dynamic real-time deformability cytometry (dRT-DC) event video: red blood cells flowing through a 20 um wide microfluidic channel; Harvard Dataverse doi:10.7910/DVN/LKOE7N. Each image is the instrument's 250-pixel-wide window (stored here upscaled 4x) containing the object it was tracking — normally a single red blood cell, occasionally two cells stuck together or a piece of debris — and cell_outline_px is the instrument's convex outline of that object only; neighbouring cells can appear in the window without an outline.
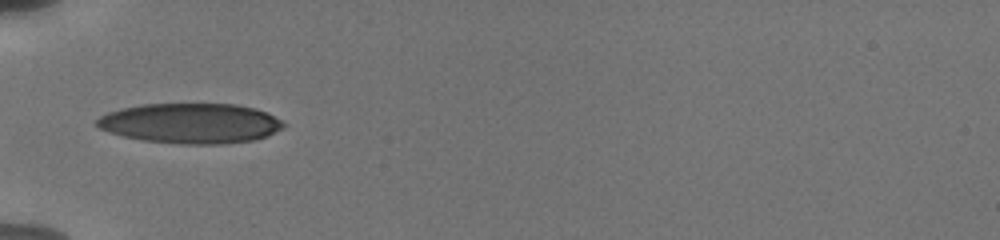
{"species": "human", "species_latin": "Homo sapiens", "temperature_condition": "cold", "stored_images_in_passage": 45, "camera_frame_rate_fps": 3000, "um_per_image_px": 0.085, "donor": {"sex": "male"}, "frame": {"image": 1, "passage_image": 1, "time_ms": 0.0, "image_size_px": [1000, 240], "cell_outline_px": [[288, 124], [284, 128], [268, 136], [252, 140], [220, 144], [184, 144], [144, 140], [124, 136], [108, 132], [100, 128], [96, 124], [96, 120], [100, 116], [108, 112], [120, 108], [140, 104], [236, 104], [256, 108], [284, 120]], "centroid_in_image_um": [16.25, 10.47], "position_along_channel_um": 68.8, "area_um2": 43.87}}
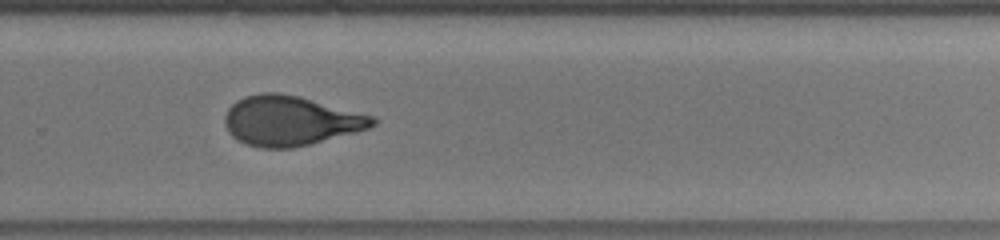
{"frame": {"image": 2, "passage_image": 30, "time_ms": 6.333, "image_size_px": [1000, 240], "cell_outline_px": [[380, 120], [376, 124], [368, 128], [356, 132], [292, 148], [260, 148], [248, 144], [232, 136], [228, 132], [224, 124], [224, 116], [228, 108], [236, 100], [244, 96], [260, 92], [280, 92], [300, 96], [376, 116]], "centroid_in_image_um": [24.7, 10.24], "position_along_channel_um": 305.1, "area_um2": 43.18}}
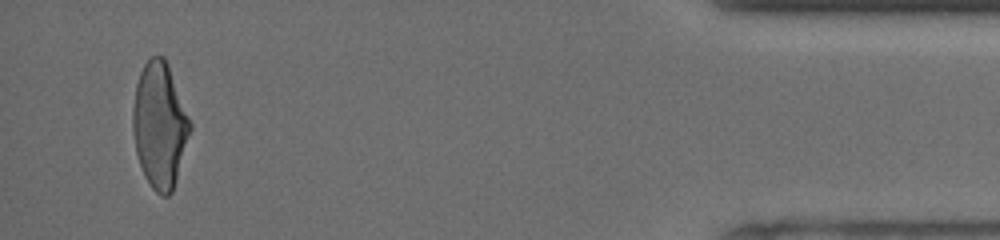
{"frame": {"image": 3, "passage_image": 43, "time_ms": 11.0, "image_size_px": [1000, 240], "cell_outline_px": [[192, 128], [176, 180], [172, 192], [168, 196], [160, 196], [152, 188], [144, 176], [136, 152], [132, 128], [132, 108], [136, 84], [140, 72], [144, 64], [152, 56], [164, 56], [168, 64], [192, 124]], "centroid_in_image_um": [13.57, 10.65], "position_along_channel_um": 421.6, "area_um2": 41.91}, "authors_computed_cell_mechanics": {"area_um2": 43.1766, "velocity_mm_per_s": 3.7981, "shape_relaxation_time_tau1_ms": 4.7124, "shape_relaxation_time_tau2_ms": 0.8991, "deformation_change_tau1": 0.1807, "deformation_change_tau2": 0.0736}}